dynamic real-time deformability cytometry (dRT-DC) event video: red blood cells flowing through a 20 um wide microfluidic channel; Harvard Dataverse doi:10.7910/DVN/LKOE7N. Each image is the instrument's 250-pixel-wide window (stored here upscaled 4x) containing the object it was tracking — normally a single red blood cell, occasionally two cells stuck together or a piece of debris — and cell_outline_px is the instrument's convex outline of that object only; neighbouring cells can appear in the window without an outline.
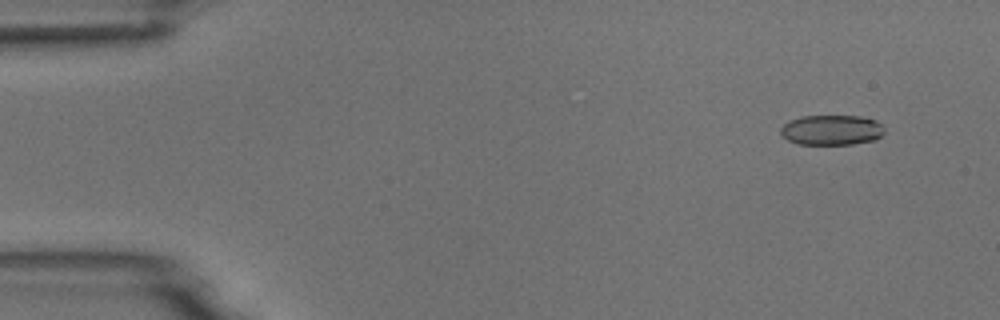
{"species": "common noctule bat (a hibernating species)", "species_latin": "Nyctalus noctula", "temperature_condition": "room temperature", "stored_images_in_passage": 8, "camera_frame_rate_fps": 3000, "um_per_image_px": 0.085, "animal": {"sex": "male", "body_mass_g": 18.8}, "frame": {"image": 1, "passage_image": 2, "time_ms": 1.333, "image_size_px": [1000, 320], "cell_outline_px": [[884, 132], [876, 140], [852, 144], [800, 144], [788, 140], [780, 132], [780, 128], [788, 120], [800, 116], [860, 116], [876, 120], [884, 128]], "centroid_in_image_um": [70.68, 11.04], "position_along_channel_um": 14.3, "area_um2": 18.26}}
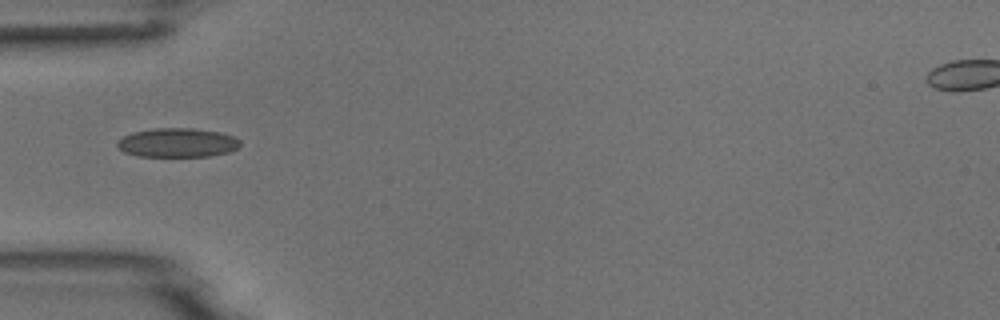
{"frame": {"image": 2, "passage_image": 5, "time_ms": 5.667, "image_size_px": [1000, 320], "cell_outline_px": [[240, 148], [228, 152], [212, 156], [136, 156], [124, 152], [116, 144], [124, 136], [132, 132], [156, 128], [192, 128], [220, 132], [232, 136], [240, 140]], "centroid_in_image_um": [15.11, 12.13], "position_along_channel_um": 69.9, "area_um2": 20.81}}